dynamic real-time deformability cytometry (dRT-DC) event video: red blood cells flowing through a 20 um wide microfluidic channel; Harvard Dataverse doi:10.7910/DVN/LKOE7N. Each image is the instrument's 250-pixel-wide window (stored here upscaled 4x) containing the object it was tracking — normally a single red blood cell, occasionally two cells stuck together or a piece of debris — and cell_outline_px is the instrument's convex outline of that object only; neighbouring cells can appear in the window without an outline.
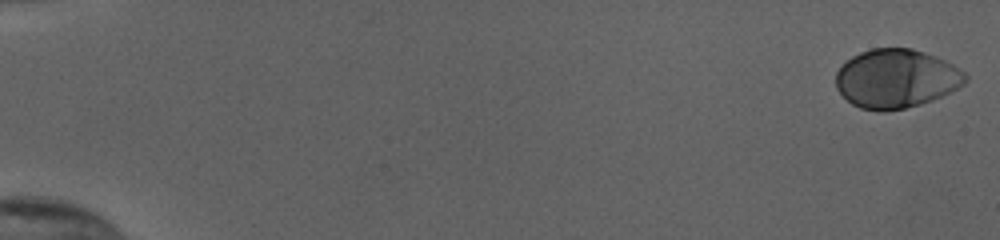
{"species": "human", "species_latin": "Homo sapiens", "temperature_condition": "cold", "stored_images_in_passage": 55, "camera_frame_rate_fps": 3000, "um_per_image_px": 0.085, "donor": {"sex": "female"}, "frame": {"image": 1, "passage_image": 1, "time_ms": 0.0, "image_size_px": [1000, 240], "cell_outline_px": [[968, 80], [964, 84], [932, 100], [920, 104], [904, 108], [884, 112], [860, 108], [852, 104], [836, 88], [836, 72], [852, 56], [860, 52], [872, 48], [912, 48], [936, 56], [952, 64], [964, 72], [968, 76]], "centroid_in_image_um": [76.17, 6.68], "position_along_channel_um": 8.8, "area_um2": 44.22}}
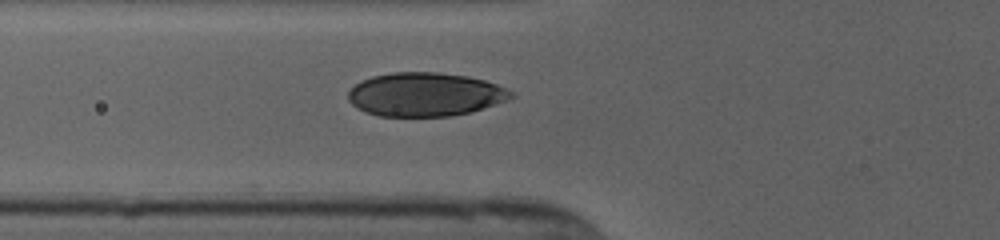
{"frame": {"image": 2, "passage_image": 22, "time_ms": 7.0, "image_size_px": [1000, 240], "cell_outline_px": [[516, 96], [496, 104], [468, 112], [452, 116], [380, 116], [364, 112], [356, 108], [348, 100], [348, 92], [360, 80], [372, 76], [392, 72], [436, 72], [468, 76], [484, 80], [496, 84], [516, 92]], "centroid_in_image_um": [36.13, 8.02], "position_along_channel_um": 89.7, "area_um2": 41.62}}
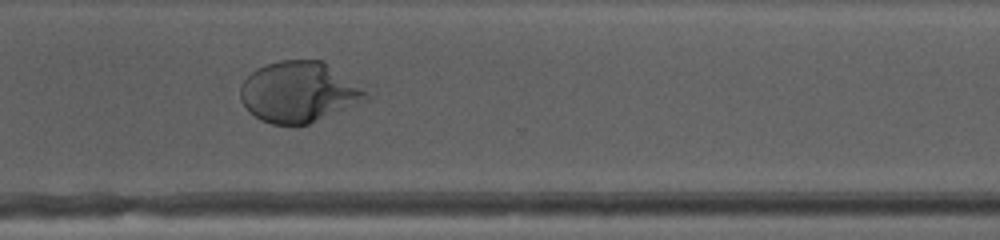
{"frame": {"image": 3, "passage_image": 42, "time_ms": 13.667, "image_size_px": [1000, 240], "cell_outline_px": [[368, 100], [308, 124], [272, 124], [260, 120], [240, 100], [240, 88], [244, 80], [256, 68], [280, 60], [324, 60], [364, 92], [368, 96]], "centroid_in_image_um": [25.36, 7.82], "position_along_channel_um": 345.2, "area_um2": 43.58}, "authors_computed_cell_mechanics": {"area_um2": 43.2344, "velocity_mm_per_s": 3.8367, "shape_relaxation_time_tau1_ms": 5.1843, "shape_relaxation_time_tau2_ms": null, "deformation_change_tau1": 0.2141, "deformation_change_tau2": null}}